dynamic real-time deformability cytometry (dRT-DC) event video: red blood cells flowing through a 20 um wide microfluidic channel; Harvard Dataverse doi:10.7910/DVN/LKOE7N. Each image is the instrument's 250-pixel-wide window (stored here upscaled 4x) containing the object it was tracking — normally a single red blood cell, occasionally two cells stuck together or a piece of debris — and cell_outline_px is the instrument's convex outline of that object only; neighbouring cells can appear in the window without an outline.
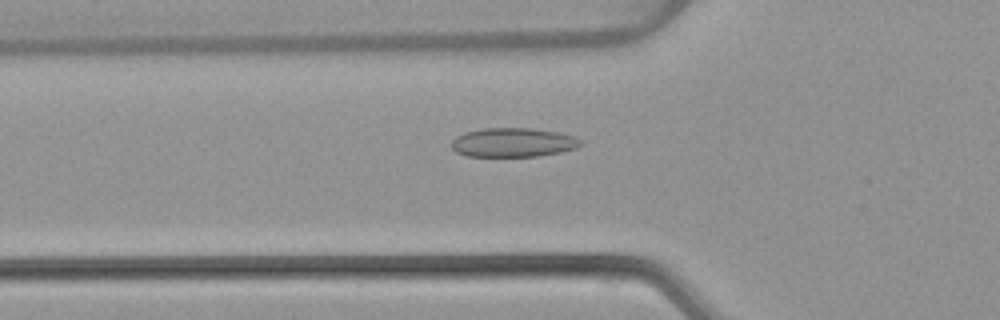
{"species": "common noctule bat (a hibernating species)", "species_latin": "Nyctalus noctula", "temperature_condition": "warm", "stored_images_in_passage": 52, "camera_frame_rate_fps": 3000, "um_per_image_px": 0.085, "animal": {"sex": "female", "body_mass_g": 22.7, "forearm_length_mm": 54.2}, "frame": {"image": 1, "passage_image": 18, "time_ms": 5.667, "image_size_px": [1000, 320], "cell_outline_px": [[584, 144], [576, 148], [560, 152], [536, 156], [468, 156], [456, 152], [452, 148], [452, 140], [456, 136], [464, 132], [480, 128], [528, 128], [560, 132], [572, 136], [580, 140]], "centroid_in_image_um": [43.6, 12.1], "position_along_channel_um": 82.2, "area_um2": 21.91}}
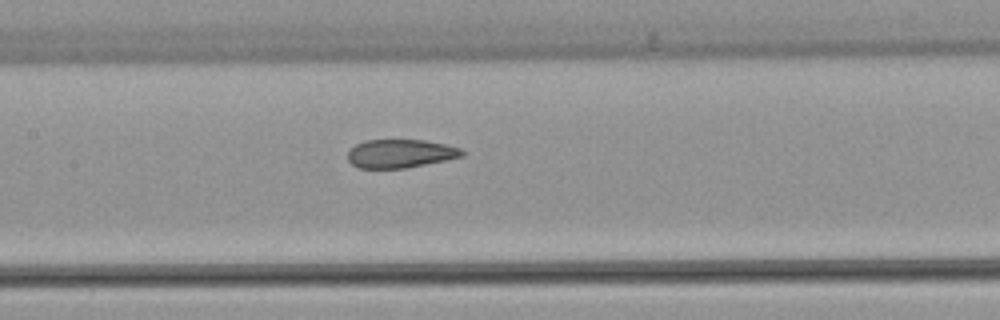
{"frame": {"image": 2, "passage_image": 25, "time_ms": 8.0, "image_size_px": [1000, 320], "cell_outline_px": [[464, 156], [404, 168], [360, 168], [352, 164], [348, 160], [348, 152], [356, 144], [364, 140], [424, 140], [444, 144], [460, 148], [464, 152]], "centroid_in_image_um": [34.01, 13.05], "position_along_channel_um": 173.4, "area_um2": 18.73}}
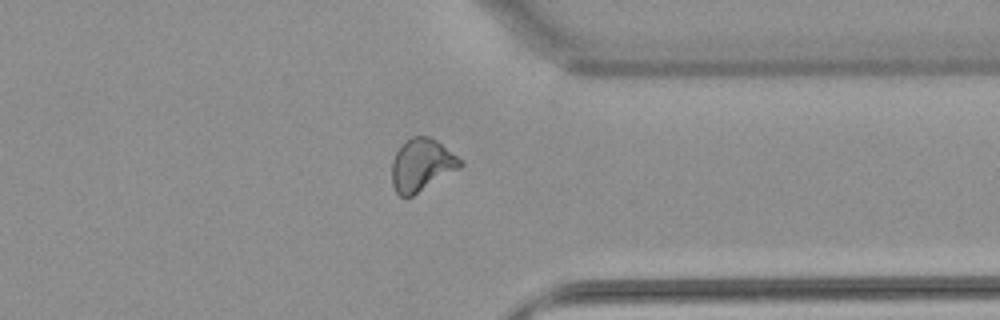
{"frame": {"image": 3, "passage_image": 41, "time_ms": 13.333, "image_size_px": [1000, 320], "cell_outline_px": [[464, 164], [460, 168], [412, 196], [400, 196], [396, 192], [392, 184], [392, 160], [396, 152], [404, 140], [412, 136], [428, 136], [436, 140], [456, 156]], "centroid_in_image_um": [35.81, 14.01], "position_along_channel_um": 375.6, "area_um2": 20.69}, "authors_computed_cell_mechanics": {"area_um2": 21.3282, "velocity_mm_per_s": 3.8706, "shape_relaxation_time_tau1_ms": 9.809, "shape_relaxation_time_tau2_ms": 1.6151, "deformation_change_tau1": 0.2053, "deformation_change_tau2": 0.0602}}